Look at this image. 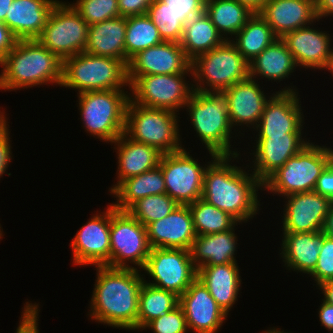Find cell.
<instances>
[{"label": "cell", "instance_id": "cell-1", "mask_svg": "<svg viewBox=\"0 0 333 333\" xmlns=\"http://www.w3.org/2000/svg\"><path fill=\"white\" fill-rule=\"evenodd\" d=\"M236 159H239V154L218 155L213 159L204 174L201 198L231 215L240 224L259 214L258 189L263 190V184L253 173L230 164Z\"/></svg>", "mask_w": 333, "mask_h": 333}, {"label": "cell", "instance_id": "cell-2", "mask_svg": "<svg viewBox=\"0 0 333 333\" xmlns=\"http://www.w3.org/2000/svg\"><path fill=\"white\" fill-rule=\"evenodd\" d=\"M97 277L90 302L91 319L114 328L137 330L140 288L138 269L95 266ZM140 271V272H139Z\"/></svg>", "mask_w": 333, "mask_h": 333}, {"label": "cell", "instance_id": "cell-3", "mask_svg": "<svg viewBox=\"0 0 333 333\" xmlns=\"http://www.w3.org/2000/svg\"><path fill=\"white\" fill-rule=\"evenodd\" d=\"M0 66V89L4 91L48 83L61 87L63 60L37 39L17 40Z\"/></svg>", "mask_w": 333, "mask_h": 333}, {"label": "cell", "instance_id": "cell-4", "mask_svg": "<svg viewBox=\"0 0 333 333\" xmlns=\"http://www.w3.org/2000/svg\"><path fill=\"white\" fill-rule=\"evenodd\" d=\"M194 131L207 148L211 159L218 155L240 154L231 150L233 127L231 125L227 97L223 92L193 91L185 105Z\"/></svg>", "mask_w": 333, "mask_h": 333}, {"label": "cell", "instance_id": "cell-5", "mask_svg": "<svg viewBox=\"0 0 333 333\" xmlns=\"http://www.w3.org/2000/svg\"><path fill=\"white\" fill-rule=\"evenodd\" d=\"M62 86L77 89V94L124 90L130 88L128 66L122 60L81 52L63 60Z\"/></svg>", "mask_w": 333, "mask_h": 333}, {"label": "cell", "instance_id": "cell-6", "mask_svg": "<svg viewBox=\"0 0 333 333\" xmlns=\"http://www.w3.org/2000/svg\"><path fill=\"white\" fill-rule=\"evenodd\" d=\"M332 161L331 147L309 142L263 183V191L281 197L314 191L317 179Z\"/></svg>", "mask_w": 333, "mask_h": 333}, {"label": "cell", "instance_id": "cell-7", "mask_svg": "<svg viewBox=\"0 0 333 333\" xmlns=\"http://www.w3.org/2000/svg\"><path fill=\"white\" fill-rule=\"evenodd\" d=\"M195 91L223 92L249 77V62L230 40L191 61Z\"/></svg>", "mask_w": 333, "mask_h": 333}, {"label": "cell", "instance_id": "cell-8", "mask_svg": "<svg viewBox=\"0 0 333 333\" xmlns=\"http://www.w3.org/2000/svg\"><path fill=\"white\" fill-rule=\"evenodd\" d=\"M125 90L87 91L78 94L80 116L90 135L113 143L125 131L130 92Z\"/></svg>", "mask_w": 333, "mask_h": 333}, {"label": "cell", "instance_id": "cell-9", "mask_svg": "<svg viewBox=\"0 0 333 333\" xmlns=\"http://www.w3.org/2000/svg\"><path fill=\"white\" fill-rule=\"evenodd\" d=\"M179 113L149 108L129 100L126 108L124 133L132 140L157 148L168 154L183 149L181 145Z\"/></svg>", "mask_w": 333, "mask_h": 333}, {"label": "cell", "instance_id": "cell-10", "mask_svg": "<svg viewBox=\"0 0 333 333\" xmlns=\"http://www.w3.org/2000/svg\"><path fill=\"white\" fill-rule=\"evenodd\" d=\"M150 251L146 227L111 203L110 267L137 269L132 263L143 269Z\"/></svg>", "mask_w": 333, "mask_h": 333}, {"label": "cell", "instance_id": "cell-11", "mask_svg": "<svg viewBox=\"0 0 333 333\" xmlns=\"http://www.w3.org/2000/svg\"><path fill=\"white\" fill-rule=\"evenodd\" d=\"M89 25L65 1H58L37 40L61 60L84 52Z\"/></svg>", "mask_w": 333, "mask_h": 333}, {"label": "cell", "instance_id": "cell-12", "mask_svg": "<svg viewBox=\"0 0 333 333\" xmlns=\"http://www.w3.org/2000/svg\"><path fill=\"white\" fill-rule=\"evenodd\" d=\"M192 73L158 74L139 76L130 85V99L141 106L166 109L175 113L185 109L194 91L185 76ZM191 85V86H190Z\"/></svg>", "mask_w": 333, "mask_h": 333}, {"label": "cell", "instance_id": "cell-13", "mask_svg": "<svg viewBox=\"0 0 333 333\" xmlns=\"http://www.w3.org/2000/svg\"><path fill=\"white\" fill-rule=\"evenodd\" d=\"M152 283L159 289L181 296L197 278V268L191 259L190 250L173 248H151L143 269Z\"/></svg>", "mask_w": 333, "mask_h": 333}, {"label": "cell", "instance_id": "cell-14", "mask_svg": "<svg viewBox=\"0 0 333 333\" xmlns=\"http://www.w3.org/2000/svg\"><path fill=\"white\" fill-rule=\"evenodd\" d=\"M185 148L163 154L159 166L165 181L166 193L179 205H189L200 199L207 166L196 161Z\"/></svg>", "mask_w": 333, "mask_h": 333}, {"label": "cell", "instance_id": "cell-15", "mask_svg": "<svg viewBox=\"0 0 333 333\" xmlns=\"http://www.w3.org/2000/svg\"><path fill=\"white\" fill-rule=\"evenodd\" d=\"M110 221L111 204L106 211L96 213L76 233L71 244L75 266L110 267Z\"/></svg>", "mask_w": 333, "mask_h": 333}, {"label": "cell", "instance_id": "cell-16", "mask_svg": "<svg viewBox=\"0 0 333 333\" xmlns=\"http://www.w3.org/2000/svg\"><path fill=\"white\" fill-rule=\"evenodd\" d=\"M284 87L272 93L266 102L264 111L254 128L258 136H278L286 133H303V111L296 87ZM296 89V90H295Z\"/></svg>", "mask_w": 333, "mask_h": 333}, {"label": "cell", "instance_id": "cell-17", "mask_svg": "<svg viewBox=\"0 0 333 333\" xmlns=\"http://www.w3.org/2000/svg\"><path fill=\"white\" fill-rule=\"evenodd\" d=\"M131 85L139 76L192 73L191 60L180 43L166 42L139 51L128 63Z\"/></svg>", "mask_w": 333, "mask_h": 333}, {"label": "cell", "instance_id": "cell-18", "mask_svg": "<svg viewBox=\"0 0 333 333\" xmlns=\"http://www.w3.org/2000/svg\"><path fill=\"white\" fill-rule=\"evenodd\" d=\"M283 232L302 233L322 231L333 201L315 191L300 192L284 197ZM288 201V202H287Z\"/></svg>", "mask_w": 333, "mask_h": 333}, {"label": "cell", "instance_id": "cell-19", "mask_svg": "<svg viewBox=\"0 0 333 333\" xmlns=\"http://www.w3.org/2000/svg\"><path fill=\"white\" fill-rule=\"evenodd\" d=\"M302 133H286L278 136L256 135V149L253 153L251 172L263 184L272 174L282 167L287 160L295 156L310 142L303 139ZM253 170V171H252Z\"/></svg>", "mask_w": 333, "mask_h": 333}, {"label": "cell", "instance_id": "cell-20", "mask_svg": "<svg viewBox=\"0 0 333 333\" xmlns=\"http://www.w3.org/2000/svg\"><path fill=\"white\" fill-rule=\"evenodd\" d=\"M179 305L184 311L188 330L195 333H217L227 320L225 311L197 278L179 297Z\"/></svg>", "mask_w": 333, "mask_h": 333}, {"label": "cell", "instance_id": "cell-21", "mask_svg": "<svg viewBox=\"0 0 333 333\" xmlns=\"http://www.w3.org/2000/svg\"><path fill=\"white\" fill-rule=\"evenodd\" d=\"M309 25L286 33L281 39L300 68L330 69L333 67L331 36Z\"/></svg>", "mask_w": 333, "mask_h": 333}, {"label": "cell", "instance_id": "cell-22", "mask_svg": "<svg viewBox=\"0 0 333 333\" xmlns=\"http://www.w3.org/2000/svg\"><path fill=\"white\" fill-rule=\"evenodd\" d=\"M256 81L249 76L223 91L227 97L228 114L233 128L246 125L253 129L261 119L265 104L271 96L264 95L265 92L261 91L262 88Z\"/></svg>", "mask_w": 333, "mask_h": 333}, {"label": "cell", "instance_id": "cell-23", "mask_svg": "<svg viewBox=\"0 0 333 333\" xmlns=\"http://www.w3.org/2000/svg\"><path fill=\"white\" fill-rule=\"evenodd\" d=\"M151 248L190 250L196 232L188 205H179L166 217L146 226Z\"/></svg>", "mask_w": 333, "mask_h": 333}, {"label": "cell", "instance_id": "cell-24", "mask_svg": "<svg viewBox=\"0 0 333 333\" xmlns=\"http://www.w3.org/2000/svg\"><path fill=\"white\" fill-rule=\"evenodd\" d=\"M258 13L278 38L319 21L315 0H268Z\"/></svg>", "mask_w": 333, "mask_h": 333}, {"label": "cell", "instance_id": "cell-25", "mask_svg": "<svg viewBox=\"0 0 333 333\" xmlns=\"http://www.w3.org/2000/svg\"><path fill=\"white\" fill-rule=\"evenodd\" d=\"M58 1L14 0L6 13L4 23L17 40L37 39Z\"/></svg>", "mask_w": 333, "mask_h": 333}, {"label": "cell", "instance_id": "cell-26", "mask_svg": "<svg viewBox=\"0 0 333 333\" xmlns=\"http://www.w3.org/2000/svg\"><path fill=\"white\" fill-rule=\"evenodd\" d=\"M112 144L117 151L118 170L117 182L109 192L111 193L123 180L147 172L159 165L163 155L157 148L130 139L125 133Z\"/></svg>", "mask_w": 333, "mask_h": 333}, {"label": "cell", "instance_id": "cell-27", "mask_svg": "<svg viewBox=\"0 0 333 333\" xmlns=\"http://www.w3.org/2000/svg\"><path fill=\"white\" fill-rule=\"evenodd\" d=\"M324 232H283L280 257L288 270L311 274L318 262Z\"/></svg>", "mask_w": 333, "mask_h": 333}, {"label": "cell", "instance_id": "cell-28", "mask_svg": "<svg viewBox=\"0 0 333 333\" xmlns=\"http://www.w3.org/2000/svg\"><path fill=\"white\" fill-rule=\"evenodd\" d=\"M197 279L228 315L241 289L242 280L237 263L203 266L197 269Z\"/></svg>", "mask_w": 333, "mask_h": 333}, {"label": "cell", "instance_id": "cell-29", "mask_svg": "<svg viewBox=\"0 0 333 333\" xmlns=\"http://www.w3.org/2000/svg\"><path fill=\"white\" fill-rule=\"evenodd\" d=\"M126 17H116L89 26L84 52L110 57L126 63Z\"/></svg>", "mask_w": 333, "mask_h": 333}, {"label": "cell", "instance_id": "cell-30", "mask_svg": "<svg viewBox=\"0 0 333 333\" xmlns=\"http://www.w3.org/2000/svg\"><path fill=\"white\" fill-rule=\"evenodd\" d=\"M235 227L226 232L198 235L193 240L190 255L194 266L236 263L237 235Z\"/></svg>", "mask_w": 333, "mask_h": 333}, {"label": "cell", "instance_id": "cell-31", "mask_svg": "<svg viewBox=\"0 0 333 333\" xmlns=\"http://www.w3.org/2000/svg\"><path fill=\"white\" fill-rule=\"evenodd\" d=\"M296 67L297 64L286 43L281 38H277L249 62V76L255 80L258 76L265 77L268 81L280 82L295 72Z\"/></svg>", "mask_w": 333, "mask_h": 333}, {"label": "cell", "instance_id": "cell-32", "mask_svg": "<svg viewBox=\"0 0 333 333\" xmlns=\"http://www.w3.org/2000/svg\"><path fill=\"white\" fill-rule=\"evenodd\" d=\"M163 193H166L165 181L158 165L147 172L126 178L111 192V195L117 199L113 203L115 209L126 211L139 199Z\"/></svg>", "mask_w": 333, "mask_h": 333}, {"label": "cell", "instance_id": "cell-33", "mask_svg": "<svg viewBox=\"0 0 333 333\" xmlns=\"http://www.w3.org/2000/svg\"><path fill=\"white\" fill-rule=\"evenodd\" d=\"M225 41L205 12L190 18L185 24L180 41L186 56L192 61Z\"/></svg>", "mask_w": 333, "mask_h": 333}, {"label": "cell", "instance_id": "cell-34", "mask_svg": "<svg viewBox=\"0 0 333 333\" xmlns=\"http://www.w3.org/2000/svg\"><path fill=\"white\" fill-rule=\"evenodd\" d=\"M204 12L225 40L234 38L254 14L246 5L236 0H207Z\"/></svg>", "mask_w": 333, "mask_h": 333}, {"label": "cell", "instance_id": "cell-35", "mask_svg": "<svg viewBox=\"0 0 333 333\" xmlns=\"http://www.w3.org/2000/svg\"><path fill=\"white\" fill-rule=\"evenodd\" d=\"M278 37L272 28L261 17L254 13L243 28L230 41L235 45L241 55L251 62L264 49L270 46Z\"/></svg>", "mask_w": 333, "mask_h": 333}, {"label": "cell", "instance_id": "cell-36", "mask_svg": "<svg viewBox=\"0 0 333 333\" xmlns=\"http://www.w3.org/2000/svg\"><path fill=\"white\" fill-rule=\"evenodd\" d=\"M178 305L179 296L175 293L143 282L139 294L137 330H143L150 321L172 311Z\"/></svg>", "mask_w": 333, "mask_h": 333}, {"label": "cell", "instance_id": "cell-37", "mask_svg": "<svg viewBox=\"0 0 333 333\" xmlns=\"http://www.w3.org/2000/svg\"><path fill=\"white\" fill-rule=\"evenodd\" d=\"M163 42L157 26L147 14L126 17L125 53L127 65L139 51Z\"/></svg>", "mask_w": 333, "mask_h": 333}, {"label": "cell", "instance_id": "cell-38", "mask_svg": "<svg viewBox=\"0 0 333 333\" xmlns=\"http://www.w3.org/2000/svg\"><path fill=\"white\" fill-rule=\"evenodd\" d=\"M196 235L226 232L239 225L238 221L202 198L188 205Z\"/></svg>", "mask_w": 333, "mask_h": 333}, {"label": "cell", "instance_id": "cell-39", "mask_svg": "<svg viewBox=\"0 0 333 333\" xmlns=\"http://www.w3.org/2000/svg\"><path fill=\"white\" fill-rule=\"evenodd\" d=\"M178 206L179 204L174 199L167 193H163L139 199L126 211L146 227L151 222L166 217Z\"/></svg>", "mask_w": 333, "mask_h": 333}, {"label": "cell", "instance_id": "cell-40", "mask_svg": "<svg viewBox=\"0 0 333 333\" xmlns=\"http://www.w3.org/2000/svg\"><path fill=\"white\" fill-rule=\"evenodd\" d=\"M147 15L157 26L163 41L180 43L184 24L168 8L166 3L161 0H154L149 6Z\"/></svg>", "mask_w": 333, "mask_h": 333}, {"label": "cell", "instance_id": "cell-41", "mask_svg": "<svg viewBox=\"0 0 333 333\" xmlns=\"http://www.w3.org/2000/svg\"><path fill=\"white\" fill-rule=\"evenodd\" d=\"M71 5L89 26L120 16L118 0H76Z\"/></svg>", "mask_w": 333, "mask_h": 333}, {"label": "cell", "instance_id": "cell-42", "mask_svg": "<svg viewBox=\"0 0 333 333\" xmlns=\"http://www.w3.org/2000/svg\"><path fill=\"white\" fill-rule=\"evenodd\" d=\"M153 333H186L188 326L184 311L180 305L172 311L150 321L144 328Z\"/></svg>", "mask_w": 333, "mask_h": 333}, {"label": "cell", "instance_id": "cell-43", "mask_svg": "<svg viewBox=\"0 0 333 333\" xmlns=\"http://www.w3.org/2000/svg\"><path fill=\"white\" fill-rule=\"evenodd\" d=\"M310 276L316 281L317 287L326 281L333 280V239L326 235L322 238L318 262Z\"/></svg>", "mask_w": 333, "mask_h": 333}, {"label": "cell", "instance_id": "cell-44", "mask_svg": "<svg viewBox=\"0 0 333 333\" xmlns=\"http://www.w3.org/2000/svg\"><path fill=\"white\" fill-rule=\"evenodd\" d=\"M168 5V8L178 16V19L185 24L190 18L204 12V0H161Z\"/></svg>", "mask_w": 333, "mask_h": 333}, {"label": "cell", "instance_id": "cell-45", "mask_svg": "<svg viewBox=\"0 0 333 333\" xmlns=\"http://www.w3.org/2000/svg\"><path fill=\"white\" fill-rule=\"evenodd\" d=\"M25 303L19 326L16 328L15 333H40L38 329V315L40 311L38 308L40 307L38 304L30 303L29 301Z\"/></svg>", "mask_w": 333, "mask_h": 333}, {"label": "cell", "instance_id": "cell-46", "mask_svg": "<svg viewBox=\"0 0 333 333\" xmlns=\"http://www.w3.org/2000/svg\"><path fill=\"white\" fill-rule=\"evenodd\" d=\"M154 0H118L120 16H136L147 14Z\"/></svg>", "mask_w": 333, "mask_h": 333}, {"label": "cell", "instance_id": "cell-47", "mask_svg": "<svg viewBox=\"0 0 333 333\" xmlns=\"http://www.w3.org/2000/svg\"><path fill=\"white\" fill-rule=\"evenodd\" d=\"M9 125L6 124L0 130V178L3 177L5 171L7 170L9 164L12 160V152H11V141H10V132L8 128Z\"/></svg>", "mask_w": 333, "mask_h": 333}, {"label": "cell", "instance_id": "cell-48", "mask_svg": "<svg viewBox=\"0 0 333 333\" xmlns=\"http://www.w3.org/2000/svg\"><path fill=\"white\" fill-rule=\"evenodd\" d=\"M314 191L333 201V161L325 168L317 179Z\"/></svg>", "mask_w": 333, "mask_h": 333}, {"label": "cell", "instance_id": "cell-49", "mask_svg": "<svg viewBox=\"0 0 333 333\" xmlns=\"http://www.w3.org/2000/svg\"><path fill=\"white\" fill-rule=\"evenodd\" d=\"M17 39L12 34L11 30L0 21V61L14 47Z\"/></svg>", "mask_w": 333, "mask_h": 333}, {"label": "cell", "instance_id": "cell-50", "mask_svg": "<svg viewBox=\"0 0 333 333\" xmlns=\"http://www.w3.org/2000/svg\"><path fill=\"white\" fill-rule=\"evenodd\" d=\"M321 306L319 308V320L327 330L333 332V305L325 302L322 299Z\"/></svg>", "mask_w": 333, "mask_h": 333}, {"label": "cell", "instance_id": "cell-51", "mask_svg": "<svg viewBox=\"0 0 333 333\" xmlns=\"http://www.w3.org/2000/svg\"><path fill=\"white\" fill-rule=\"evenodd\" d=\"M316 15L318 20L322 17H333V0H315Z\"/></svg>", "mask_w": 333, "mask_h": 333}, {"label": "cell", "instance_id": "cell-52", "mask_svg": "<svg viewBox=\"0 0 333 333\" xmlns=\"http://www.w3.org/2000/svg\"><path fill=\"white\" fill-rule=\"evenodd\" d=\"M318 289L324 294L323 300L333 305V280L326 281L318 286Z\"/></svg>", "mask_w": 333, "mask_h": 333}, {"label": "cell", "instance_id": "cell-53", "mask_svg": "<svg viewBox=\"0 0 333 333\" xmlns=\"http://www.w3.org/2000/svg\"><path fill=\"white\" fill-rule=\"evenodd\" d=\"M322 231L327 237L333 239V205L326 215Z\"/></svg>", "mask_w": 333, "mask_h": 333}, {"label": "cell", "instance_id": "cell-54", "mask_svg": "<svg viewBox=\"0 0 333 333\" xmlns=\"http://www.w3.org/2000/svg\"><path fill=\"white\" fill-rule=\"evenodd\" d=\"M236 1L246 5L254 13H258L268 0H236Z\"/></svg>", "mask_w": 333, "mask_h": 333}, {"label": "cell", "instance_id": "cell-55", "mask_svg": "<svg viewBox=\"0 0 333 333\" xmlns=\"http://www.w3.org/2000/svg\"><path fill=\"white\" fill-rule=\"evenodd\" d=\"M14 0H0V21L5 22L6 13Z\"/></svg>", "mask_w": 333, "mask_h": 333}, {"label": "cell", "instance_id": "cell-56", "mask_svg": "<svg viewBox=\"0 0 333 333\" xmlns=\"http://www.w3.org/2000/svg\"><path fill=\"white\" fill-rule=\"evenodd\" d=\"M3 111V112H2ZM2 111H0V130L7 124V123H9L8 121H7V119L8 118H6V116L5 115H7V114H4V113H6V112H4V110H2Z\"/></svg>", "mask_w": 333, "mask_h": 333}, {"label": "cell", "instance_id": "cell-57", "mask_svg": "<svg viewBox=\"0 0 333 333\" xmlns=\"http://www.w3.org/2000/svg\"><path fill=\"white\" fill-rule=\"evenodd\" d=\"M262 333H288V332H284V330L281 331V329H279V328L276 329L273 327V329H271V328H270V330L267 329L266 331H263Z\"/></svg>", "mask_w": 333, "mask_h": 333}, {"label": "cell", "instance_id": "cell-58", "mask_svg": "<svg viewBox=\"0 0 333 333\" xmlns=\"http://www.w3.org/2000/svg\"><path fill=\"white\" fill-rule=\"evenodd\" d=\"M3 229H1V224H0V239H2L1 237H3Z\"/></svg>", "mask_w": 333, "mask_h": 333}, {"label": "cell", "instance_id": "cell-59", "mask_svg": "<svg viewBox=\"0 0 333 333\" xmlns=\"http://www.w3.org/2000/svg\"><path fill=\"white\" fill-rule=\"evenodd\" d=\"M330 73H332V76H333V67L330 69Z\"/></svg>", "mask_w": 333, "mask_h": 333}]
</instances>
